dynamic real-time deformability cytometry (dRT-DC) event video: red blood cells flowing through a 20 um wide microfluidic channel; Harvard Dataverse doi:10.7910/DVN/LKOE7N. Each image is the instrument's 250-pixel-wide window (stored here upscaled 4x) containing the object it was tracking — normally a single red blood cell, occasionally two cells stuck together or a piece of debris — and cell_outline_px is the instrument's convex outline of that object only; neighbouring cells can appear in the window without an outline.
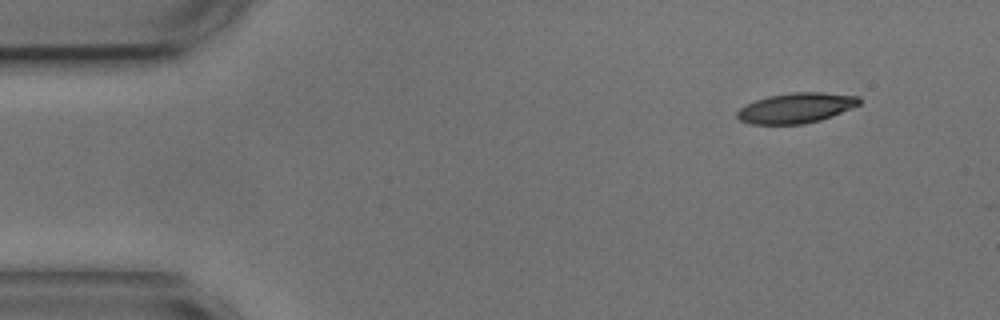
{"species": "common noctule bat (a hibernating species)", "species_latin": "Nyctalus noctula", "temperature_condition": "cold", "stored_images_in_passage": 5, "camera_frame_rate_fps": 3000, "um_per_image_px": 0.085, "animal": {"sex": "male", "body_mass_g": 17.9, "forearm_length_mm": 54.2}, "frame": {"image": 1, "passage_image": 1, "time_ms": 0.0, "image_size_px": [1000, 320], "cell_outline_px": [[860, 104], [832, 116], [820, 120], [804, 124], [752, 124], [740, 120], [736, 116], [736, 112], [740, 108], [756, 100], [768, 96], [792, 92], [820, 92], [860, 96]], "centroid_in_image_um": [67.67, 9.17], "position_along_channel_um": 17.3, "area_um2": 21.39}}
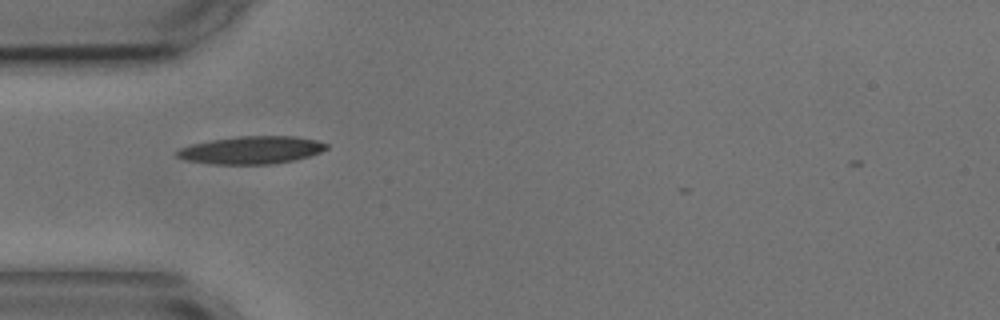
{"frame": {"image": 2, "passage_image": 4, "time_ms": 3.667, "image_size_px": [1000, 320], "cell_outline_px": [[328, 148], [320, 152], [308, 156], [292, 160], [272, 164], [208, 164], [184, 160], [176, 156], [176, 152], [180, 148], [192, 144], [212, 140], [236, 136], [296, 136], [316, 140], [328, 144]], "centroid_in_image_um": [21.35, 12.75], "position_along_channel_um": 63.7, "area_um2": 24.1}}